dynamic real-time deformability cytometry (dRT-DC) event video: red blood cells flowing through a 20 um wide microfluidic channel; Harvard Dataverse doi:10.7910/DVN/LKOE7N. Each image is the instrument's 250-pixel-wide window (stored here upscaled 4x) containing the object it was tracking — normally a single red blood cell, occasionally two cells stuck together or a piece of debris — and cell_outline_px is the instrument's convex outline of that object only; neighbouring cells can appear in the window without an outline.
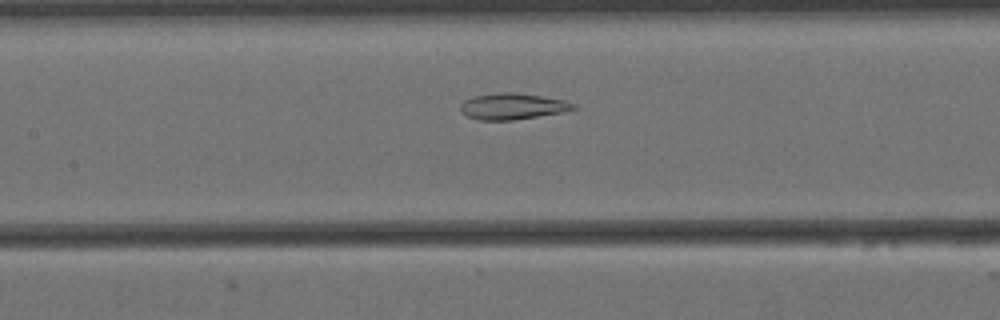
{"species": "Egyptian fruit bat (a non-hibernating species)", "species_latin": "Rousettus aegyptiacus", "temperature_condition": "cold", "stored_images_in_passage": 46, "camera_frame_rate_fps": 3000, "um_per_image_px": 0.085, "animal": {"sex": "female"}, "frame": {"image": 1, "passage_image": 14, "time_ms": 4.333, "image_size_px": [1000, 320], "cell_outline_px": [[576, 108], [564, 112], [512, 120], [480, 120], [468, 116], [460, 112], [460, 104], [464, 100], [472, 96], [500, 92], [516, 92], [564, 100], [576, 104]], "centroid_in_image_um": [43.54, 9.03], "position_along_channel_um": 163.9, "area_um2": 17.28}}
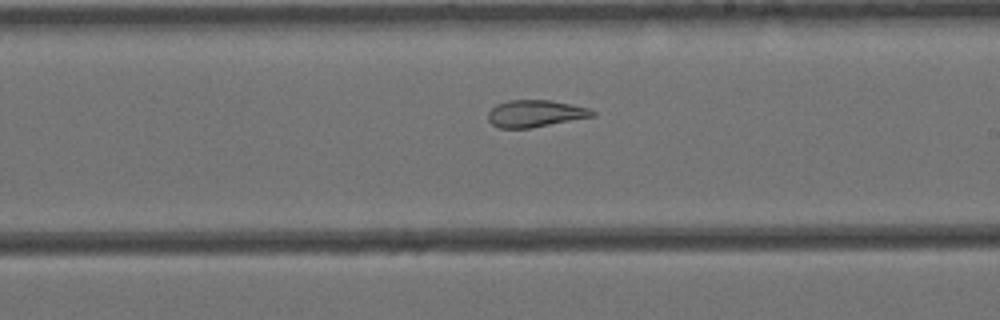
{"frame": {"image": 2, "passage_image": 21, "time_ms": 6.667, "image_size_px": [1000, 320], "cell_outline_px": [[596, 116], [532, 128], [500, 128], [492, 124], [488, 120], [488, 112], [496, 104], [508, 100], [548, 100], [572, 104], [588, 108], [596, 112]], "centroid_in_image_um": [45.51, 9.65], "position_along_channel_um": 243.5, "area_um2": 16.53}}
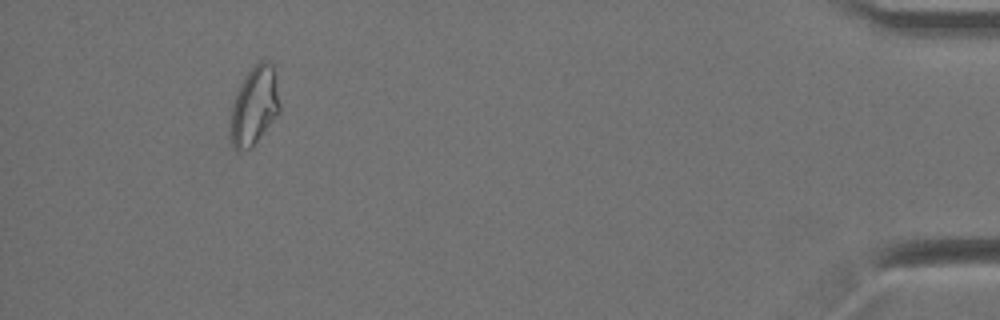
{"frame": {"image": 3, "passage_image": 42, "time_ms": 13.667, "image_size_px": [1000, 320], "cell_outline_px": [[280, 112], [252, 148], [236, 152], [232, 148], [228, 136], [228, 124], [232, 104], [236, 92], [240, 84], [248, 72], [260, 60], [268, 60], [272, 64], [280, 104]], "centroid_in_image_um": [21.56, 9.09], "position_along_channel_um": 413.6, "area_um2": 23.06}, "authors_computed_cell_mechanics": {"area_um2": 19.8543, "velocity_mm_per_s": 3.4407, "shape_relaxation_time_tau1_ms": null, "shape_relaxation_time_tau2_ms": 3.3125, "deformation_change_tau1": null, "deformation_change_tau2": 0.1012}}